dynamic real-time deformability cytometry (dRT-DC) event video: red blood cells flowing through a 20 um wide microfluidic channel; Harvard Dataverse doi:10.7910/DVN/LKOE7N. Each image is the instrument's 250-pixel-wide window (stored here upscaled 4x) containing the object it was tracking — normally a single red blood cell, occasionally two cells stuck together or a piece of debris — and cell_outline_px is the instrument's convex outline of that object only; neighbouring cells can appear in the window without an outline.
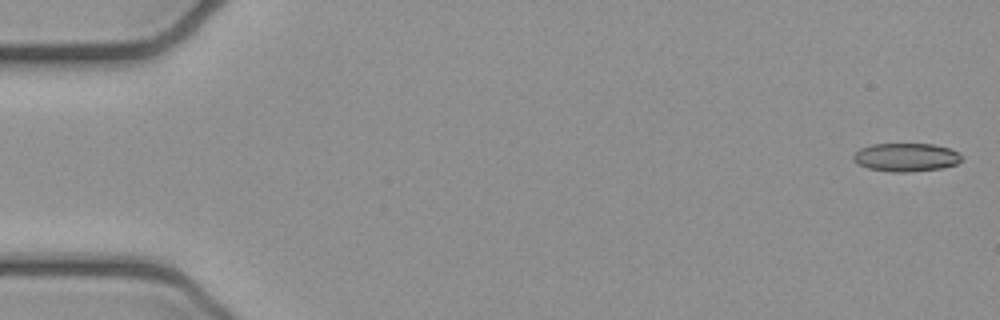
{"species": "common noctule bat (a hibernating species)", "species_latin": "Nyctalus noctula", "temperature_condition": "cold", "stored_images_in_passage": 5, "camera_frame_rate_fps": 3000, "um_per_image_px": 0.085, "animal": {"sex": "female", "body_mass_g": 21.9}, "frame": {"image": 1, "passage_image": 1, "time_ms": 0.0, "image_size_px": [1000, 320], "cell_outline_px": [[964, 156], [956, 164], [940, 168], [912, 172], [892, 172], [868, 168], [856, 164], [852, 160], [852, 156], [860, 148], [872, 144], [932, 144], [948, 148]], "centroid_in_image_um": [76.97, 13.37], "position_along_channel_um": 8.0, "area_um2": 17.92}}
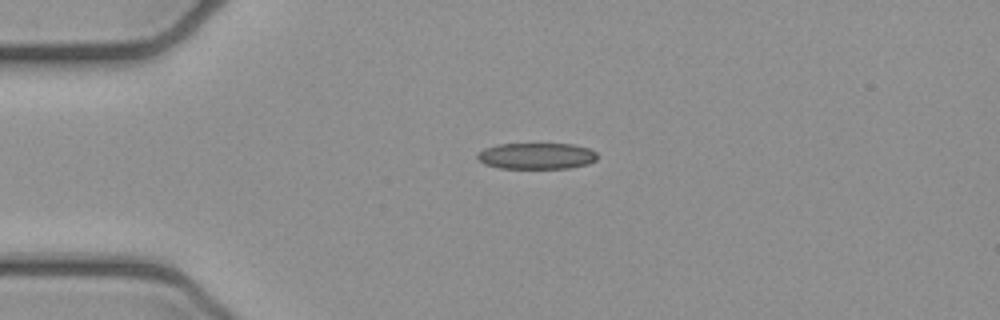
{"frame": {"image": 2, "passage_image": 4, "time_ms": 1.0, "image_size_px": [1000, 320], "cell_outline_px": [[596, 160], [588, 164], [568, 168], [500, 168], [484, 164], [476, 156], [484, 148], [496, 144], [572, 144], [588, 148], [596, 152]], "centroid_in_image_um": [45.6, 13.25], "position_along_channel_um": 39.4, "area_um2": 18.26}}